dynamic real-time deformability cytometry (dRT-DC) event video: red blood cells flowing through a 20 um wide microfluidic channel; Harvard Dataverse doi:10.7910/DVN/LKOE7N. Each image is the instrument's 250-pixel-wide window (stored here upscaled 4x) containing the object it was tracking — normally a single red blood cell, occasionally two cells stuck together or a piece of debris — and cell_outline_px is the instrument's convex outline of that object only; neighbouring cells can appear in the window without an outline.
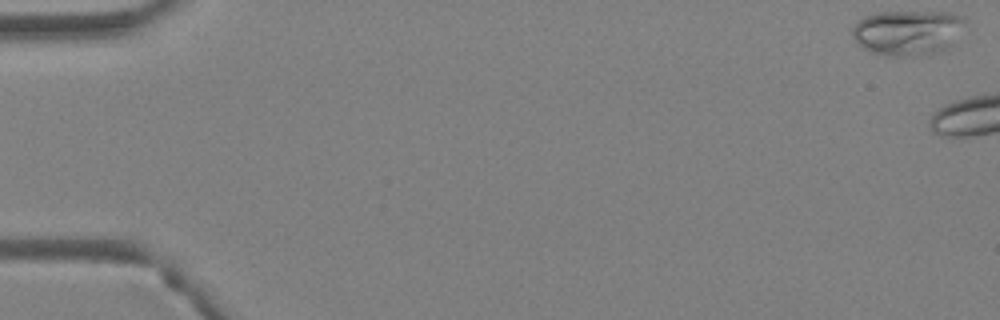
{"species": "Egyptian fruit bat (a non-hibernating species)", "species_latin": "Rousettus aegyptiacus", "temperature_condition": "warm", "stored_images_in_passage": 2, "camera_frame_rate_fps": 3000, "um_per_image_px": 0.085, "animal": {"sex": "female"}, "frame": {"image": 1, "passage_image": 1, "time_ms": 0.0, "image_size_px": [1000, 320], "cell_outline_px": [[964, 20], [952, 48], [932, 56], [884, 56], [872, 52], [864, 48], [852, 36], [852, 28], [864, 16], [880, 12], [952, 12], [960, 16]], "centroid_in_image_um": [77.18, 2.8], "position_along_channel_um": 7.8, "area_um2": 30.0}}